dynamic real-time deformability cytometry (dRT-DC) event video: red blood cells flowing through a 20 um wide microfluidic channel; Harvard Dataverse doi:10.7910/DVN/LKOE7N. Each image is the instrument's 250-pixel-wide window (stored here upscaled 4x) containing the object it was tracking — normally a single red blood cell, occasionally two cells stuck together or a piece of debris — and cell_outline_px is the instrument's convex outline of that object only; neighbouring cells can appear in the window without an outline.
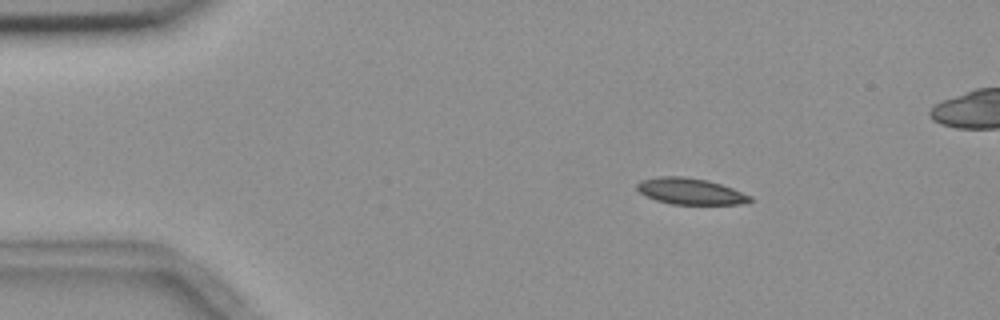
{"species": "common noctule bat (a hibernating species)", "species_latin": "Nyctalus noctula", "temperature_condition": "room temperature", "stored_images_in_passage": 4, "camera_frame_rate_fps": 3000, "um_per_image_px": 0.085, "animal": {"sex": "female", "body_mass_g": 18.4}, "frame": {"image": 1, "passage_image": 2, "time_ms": 1.0, "image_size_px": [1000, 320], "cell_outline_px": [[752, 200], [748, 204], [672, 204], [656, 200], [640, 192], [636, 188], [636, 184], [640, 180], [660, 176], [684, 176], [708, 180], [732, 188], [752, 196]], "centroid_in_image_um": [58.7, 16.26], "position_along_channel_um": 26.3, "area_um2": 17.34}}